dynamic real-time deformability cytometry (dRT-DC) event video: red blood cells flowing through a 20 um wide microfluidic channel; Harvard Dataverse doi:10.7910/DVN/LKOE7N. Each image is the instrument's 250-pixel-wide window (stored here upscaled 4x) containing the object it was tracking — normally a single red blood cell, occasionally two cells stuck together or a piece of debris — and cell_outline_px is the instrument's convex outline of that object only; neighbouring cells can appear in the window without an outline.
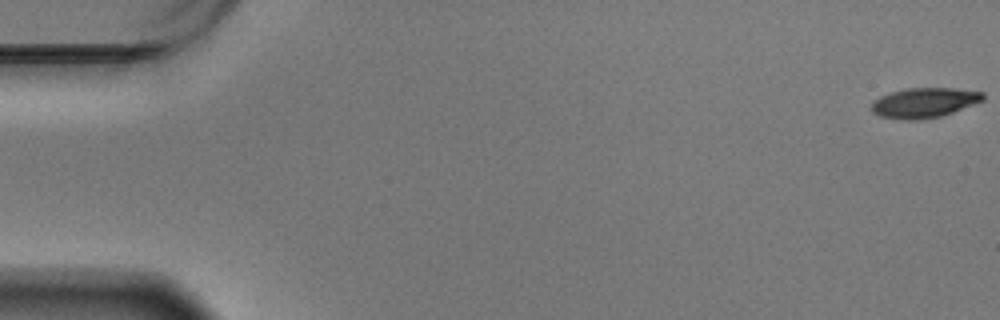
{"species": "Egyptian fruit bat (a non-hibernating species)", "species_latin": "Rousettus aegyptiacus", "temperature_condition": "warm", "stored_images_in_passage": 60, "camera_frame_rate_fps": 3000, "um_per_image_px": 0.085, "animal": {"sex": "male"}, "frame": {"image": 1, "passage_image": 1, "time_ms": 0.0, "image_size_px": [1000, 320], "cell_outline_px": [[984, 100], [952, 112], [940, 116], [912, 120], [908, 120], [880, 116], [872, 112], [872, 100], [880, 96], [892, 92], [908, 88], [956, 88], [984, 92]], "centroid_in_image_um": [78.56, 8.71], "position_along_channel_um": 6.4, "area_um2": 19.25}}
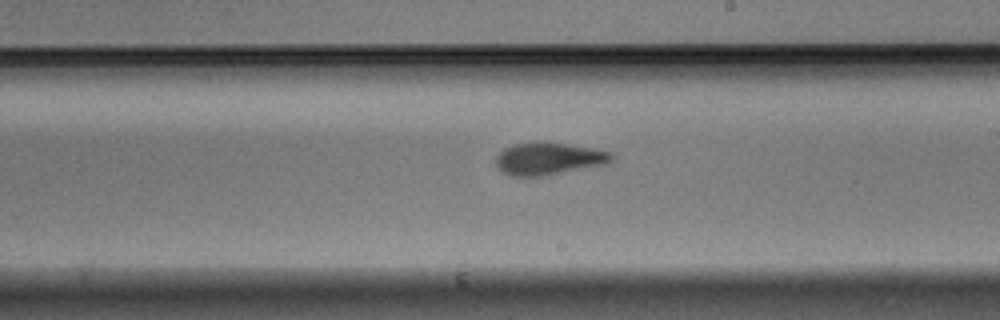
{"frame": {"image": 2, "passage_image": 35, "time_ms": 11.333, "image_size_px": [1000, 320], "cell_outline_px": [[612, 160], [600, 164], [540, 176], [512, 176], [496, 168], [496, 156], [504, 148], [512, 144], [544, 140], [592, 148], [612, 152]], "centroid_in_image_um": [46.54, 13.45], "position_along_channel_um": 242.5, "area_um2": 21.56}}
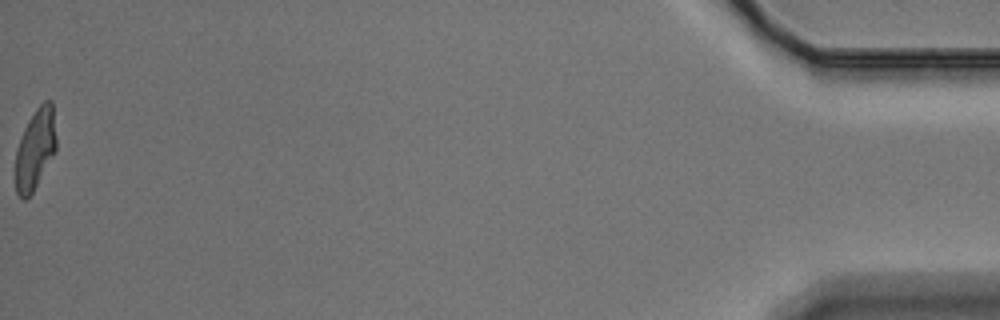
{"frame": {"image": 3, "passage_image": 60, "time_ms": 19.667, "image_size_px": [1000, 320], "cell_outline_px": [[56, 152], [32, 192], [24, 200], [16, 192], [16, 148], [24, 128], [28, 120], [36, 108], [44, 100], [52, 100], [56, 136]], "centroid_in_image_um": [3.01, 12.63], "position_along_channel_um": 432.2, "area_um2": 19.13}, "authors_computed_cell_mechanics": {"area_um2": 20.7213, "velocity_mm_per_s": 3.4494, "shape_relaxation_time_tau1_ms": 3.578, "shape_relaxation_time_tau2_ms": 2.3319, "deformation_change_tau1": 0.1731, "deformation_change_tau2": 0.0849}}